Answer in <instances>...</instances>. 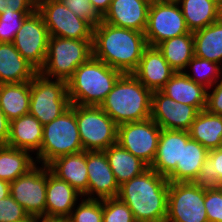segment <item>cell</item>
Segmentation results:
<instances>
[{
  "label": "cell",
  "mask_w": 222,
  "mask_h": 222,
  "mask_svg": "<svg viewBox=\"0 0 222 222\" xmlns=\"http://www.w3.org/2000/svg\"><path fill=\"white\" fill-rule=\"evenodd\" d=\"M148 46L145 34L101 20L93 27V56L122 73H132Z\"/></svg>",
  "instance_id": "obj_1"
},
{
  "label": "cell",
  "mask_w": 222,
  "mask_h": 222,
  "mask_svg": "<svg viewBox=\"0 0 222 222\" xmlns=\"http://www.w3.org/2000/svg\"><path fill=\"white\" fill-rule=\"evenodd\" d=\"M169 181L149 167L119 186L117 198L132 211L136 222H166Z\"/></svg>",
  "instance_id": "obj_2"
},
{
  "label": "cell",
  "mask_w": 222,
  "mask_h": 222,
  "mask_svg": "<svg viewBox=\"0 0 222 222\" xmlns=\"http://www.w3.org/2000/svg\"><path fill=\"white\" fill-rule=\"evenodd\" d=\"M152 91L132 73H123L101 103V109L117 124L150 118Z\"/></svg>",
  "instance_id": "obj_3"
},
{
  "label": "cell",
  "mask_w": 222,
  "mask_h": 222,
  "mask_svg": "<svg viewBox=\"0 0 222 222\" xmlns=\"http://www.w3.org/2000/svg\"><path fill=\"white\" fill-rule=\"evenodd\" d=\"M123 73L91 56L67 81L71 104L100 106Z\"/></svg>",
  "instance_id": "obj_4"
},
{
  "label": "cell",
  "mask_w": 222,
  "mask_h": 222,
  "mask_svg": "<svg viewBox=\"0 0 222 222\" xmlns=\"http://www.w3.org/2000/svg\"><path fill=\"white\" fill-rule=\"evenodd\" d=\"M82 151L84 150L76 121V104H71L59 117L43 125V140L35 160L37 164L47 166L60 156Z\"/></svg>",
  "instance_id": "obj_5"
},
{
  "label": "cell",
  "mask_w": 222,
  "mask_h": 222,
  "mask_svg": "<svg viewBox=\"0 0 222 222\" xmlns=\"http://www.w3.org/2000/svg\"><path fill=\"white\" fill-rule=\"evenodd\" d=\"M92 42L50 36L46 61L39 73L49 79L67 82L74 71L93 56Z\"/></svg>",
  "instance_id": "obj_6"
},
{
  "label": "cell",
  "mask_w": 222,
  "mask_h": 222,
  "mask_svg": "<svg viewBox=\"0 0 222 222\" xmlns=\"http://www.w3.org/2000/svg\"><path fill=\"white\" fill-rule=\"evenodd\" d=\"M70 105L66 81L52 80L39 72L32 78L29 113L42 125L52 122Z\"/></svg>",
  "instance_id": "obj_7"
},
{
  "label": "cell",
  "mask_w": 222,
  "mask_h": 222,
  "mask_svg": "<svg viewBox=\"0 0 222 222\" xmlns=\"http://www.w3.org/2000/svg\"><path fill=\"white\" fill-rule=\"evenodd\" d=\"M76 121L84 151H104L117 143L118 125L100 106L76 105Z\"/></svg>",
  "instance_id": "obj_8"
},
{
  "label": "cell",
  "mask_w": 222,
  "mask_h": 222,
  "mask_svg": "<svg viewBox=\"0 0 222 222\" xmlns=\"http://www.w3.org/2000/svg\"><path fill=\"white\" fill-rule=\"evenodd\" d=\"M204 199L193 182H169L166 222H208Z\"/></svg>",
  "instance_id": "obj_9"
},
{
  "label": "cell",
  "mask_w": 222,
  "mask_h": 222,
  "mask_svg": "<svg viewBox=\"0 0 222 222\" xmlns=\"http://www.w3.org/2000/svg\"><path fill=\"white\" fill-rule=\"evenodd\" d=\"M161 130L151 118L123 123L117 128V143L150 167L157 153Z\"/></svg>",
  "instance_id": "obj_10"
},
{
  "label": "cell",
  "mask_w": 222,
  "mask_h": 222,
  "mask_svg": "<svg viewBox=\"0 0 222 222\" xmlns=\"http://www.w3.org/2000/svg\"><path fill=\"white\" fill-rule=\"evenodd\" d=\"M36 10L43 17L49 36L93 40V26L75 15L61 0L45 2Z\"/></svg>",
  "instance_id": "obj_11"
},
{
  "label": "cell",
  "mask_w": 222,
  "mask_h": 222,
  "mask_svg": "<svg viewBox=\"0 0 222 222\" xmlns=\"http://www.w3.org/2000/svg\"><path fill=\"white\" fill-rule=\"evenodd\" d=\"M42 166V167H41ZM37 164L26 174L10 182V195L30 217L45 218L47 166Z\"/></svg>",
  "instance_id": "obj_12"
},
{
  "label": "cell",
  "mask_w": 222,
  "mask_h": 222,
  "mask_svg": "<svg viewBox=\"0 0 222 222\" xmlns=\"http://www.w3.org/2000/svg\"><path fill=\"white\" fill-rule=\"evenodd\" d=\"M49 37L43 17L35 10L23 21L13 44L22 57L40 71L46 61Z\"/></svg>",
  "instance_id": "obj_13"
},
{
  "label": "cell",
  "mask_w": 222,
  "mask_h": 222,
  "mask_svg": "<svg viewBox=\"0 0 222 222\" xmlns=\"http://www.w3.org/2000/svg\"><path fill=\"white\" fill-rule=\"evenodd\" d=\"M189 32L178 4L158 2L150 4L147 27L144 33L149 46H157L166 39Z\"/></svg>",
  "instance_id": "obj_14"
},
{
  "label": "cell",
  "mask_w": 222,
  "mask_h": 222,
  "mask_svg": "<svg viewBox=\"0 0 222 222\" xmlns=\"http://www.w3.org/2000/svg\"><path fill=\"white\" fill-rule=\"evenodd\" d=\"M199 112L196 107L175 102L161 91L152 93L150 118L161 129L189 131Z\"/></svg>",
  "instance_id": "obj_15"
},
{
  "label": "cell",
  "mask_w": 222,
  "mask_h": 222,
  "mask_svg": "<svg viewBox=\"0 0 222 222\" xmlns=\"http://www.w3.org/2000/svg\"><path fill=\"white\" fill-rule=\"evenodd\" d=\"M88 199L117 198L119 184L104 151H87ZM96 194V195H95Z\"/></svg>",
  "instance_id": "obj_16"
},
{
  "label": "cell",
  "mask_w": 222,
  "mask_h": 222,
  "mask_svg": "<svg viewBox=\"0 0 222 222\" xmlns=\"http://www.w3.org/2000/svg\"><path fill=\"white\" fill-rule=\"evenodd\" d=\"M150 4L147 0H112L101 20L110 25L145 33Z\"/></svg>",
  "instance_id": "obj_17"
},
{
  "label": "cell",
  "mask_w": 222,
  "mask_h": 222,
  "mask_svg": "<svg viewBox=\"0 0 222 222\" xmlns=\"http://www.w3.org/2000/svg\"><path fill=\"white\" fill-rule=\"evenodd\" d=\"M175 71L156 46H147L132 74L152 92L160 91Z\"/></svg>",
  "instance_id": "obj_18"
},
{
  "label": "cell",
  "mask_w": 222,
  "mask_h": 222,
  "mask_svg": "<svg viewBox=\"0 0 222 222\" xmlns=\"http://www.w3.org/2000/svg\"><path fill=\"white\" fill-rule=\"evenodd\" d=\"M79 197L83 198L74 187L53 175L47 166L45 218L67 219L79 204L76 202Z\"/></svg>",
  "instance_id": "obj_19"
},
{
  "label": "cell",
  "mask_w": 222,
  "mask_h": 222,
  "mask_svg": "<svg viewBox=\"0 0 222 222\" xmlns=\"http://www.w3.org/2000/svg\"><path fill=\"white\" fill-rule=\"evenodd\" d=\"M47 166L53 175L66 181L88 199L86 151L60 156Z\"/></svg>",
  "instance_id": "obj_20"
},
{
  "label": "cell",
  "mask_w": 222,
  "mask_h": 222,
  "mask_svg": "<svg viewBox=\"0 0 222 222\" xmlns=\"http://www.w3.org/2000/svg\"><path fill=\"white\" fill-rule=\"evenodd\" d=\"M209 150L190 138L189 131L182 130L181 165L167 176L169 182H193L208 158Z\"/></svg>",
  "instance_id": "obj_21"
},
{
  "label": "cell",
  "mask_w": 222,
  "mask_h": 222,
  "mask_svg": "<svg viewBox=\"0 0 222 222\" xmlns=\"http://www.w3.org/2000/svg\"><path fill=\"white\" fill-rule=\"evenodd\" d=\"M43 140V125L30 113L10 121L7 146L37 153Z\"/></svg>",
  "instance_id": "obj_22"
},
{
  "label": "cell",
  "mask_w": 222,
  "mask_h": 222,
  "mask_svg": "<svg viewBox=\"0 0 222 222\" xmlns=\"http://www.w3.org/2000/svg\"><path fill=\"white\" fill-rule=\"evenodd\" d=\"M160 91L175 102L194 106L199 111L206 108L207 88L192 81L184 72H175Z\"/></svg>",
  "instance_id": "obj_23"
},
{
  "label": "cell",
  "mask_w": 222,
  "mask_h": 222,
  "mask_svg": "<svg viewBox=\"0 0 222 222\" xmlns=\"http://www.w3.org/2000/svg\"><path fill=\"white\" fill-rule=\"evenodd\" d=\"M38 72L22 57L13 43H0V84L31 81Z\"/></svg>",
  "instance_id": "obj_24"
},
{
  "label": "cell",
  "mask_w": 222,
  "mask_h": 222,
  "mask_svg": "<svg viewBox=\"0 0 222 222\" xmlns=\"http://www.w3.org/2000/svg\"><path fill=\"white\" fill-rule=\"evenodd\" d=\"M182 130L162 129L155 159L150 166L159 175L167 177L176 165H181Z\"/></svg>",
  "instance_id": "obj_25"
},
{
  "label": "cell",
  "mask_w": 222,
  "mask_h": 222,
  "mask_svg": "<svg viewBox=\"0 0 222 222\" xmlns=\"http://www.w3.org/2000/svg\"><path fill=\"white\" fill-rule=\"evenodd\" d=\"M179 6L191 32L205 28L222 17V5L215 0H182Z\"/></svg>",
  "instance_id": "obj_26"
},
{
  "label": "cell",
  "mask_w": 222,
  "mask_h": 222,
  "mask_svg": "<svg viewBox=\"0 0 222 222\" xmlns=\"http://www.w3.org/2000/svg\"><path fill=\"white\" fill-rule=\"evenodd\" d=\"M104 152L119 186L149 168L146 163L118 143L109 146Z\"/></svg>",
  "instance_id": "obj_27"
},
{
  "label": "cell",
  "mask_w": 222,
  "mask_h": 222,
  "mask_svg": "<svg viewBox=\"0 0 222 222\" xmlns=\"http://www.w3.org/2000/svg\"><path fill=\"white\" fill-rule=\"evenodd\" d=\"M31 81L0 84V107L9 121L29 113Z\"/></svg>",
  "instance_id": "obj_28"
},
{
  "label": "cell",
  "mask_w": 222,
  "mask_h": 222,
  "mask_svg": "<svg viewBox=\"0 0 222 222\" xmlns=\"http://www.w3.org/2000/svg\"><path fill=\"white\" fill-rule=\"evenodd\" d=\"M190 138L208 150L222 147V116L202 110L189 130Z\"/></svg>",
  "instance_id": "obj_29"
},
{
  "label": "cell",
  "mask_w": 222,
  "mask_h": 222,
  "mask_svg": "<svg viewBox=\"0 0 222 222\" xmlns=\"http://www.w3.org/2000/svg\"><path fill=\"white\" fill-rule=\"evenodd\" d=\"M193 33L194 56L222 66V17Z\"/></svg>",
  "instance_id": "obj_30"
},
{
  "label": "cell",
  "mask_w": 222,
  "mask_h": 222,
  "mask_svg": "<svg viewBox=\"0 0 222 222\" xmlns=\"http://www.w3.org/2000/svg\"><path fill=\"white\" fill-rule=\"evenodd\" d=\"M175 72H184L194 57L193 33L169 38L156 46Z\"/></svg>",
  "instance_id": "obj_31"
},
{
  "label": "cell",
  "mask_w": 222,
  "mask_h": 222,
  "mask_svg": "<svg viewBox=\"0 0 222 222\" xmlns=\"http://www.w3.org/2000/svg\"><path fill=\"white\" fill-rule=\"evenodd\" d=\"M36 164L30 151L4 145L0 149V180L13 182Z\"/></svg>",
  "instance_id": "obj_32"
},
{
  "label": "cell",
  "mask_w": 222,
  "mask_h": 222,
  "mask_svg": "<svg viewBox=\"0 0 222 222\" xmlns=\"http://www.w3.org/2000/svg\"><path fill=\"white\" fill-rule=\"evenodd\" d=\"M193 183L205 190L222 186V147L209 150L208 158Z\"/></svg>",
  "instance_id": "obj_33"
},
{
  "label": "cell",
  "mask_w": 222,
  "mask_h": 222,
  "mask_svg": "<svg viewBox=\"0 0 222 222\" xmlns=\"http://www.w3.org/2000/svg\"><path fill=\"white\" fill-rule=\"evenodd\" d=\"M193 71L192 74H189L190 71H184V73L195 83L203 85L205 88H211L218 80L222 77V67L220 64L203 59L197 56H194L186 67L188 70ZM189 72V73H188Z\"/></svg>",
  "instance_id": "obj_34"
},
{
  "label": "cell",
  "mask_w": 222,
  "mask_h": 222,
  "mask_svg": "<svg viewBox=\"0 0 222 222\" xmlns=\"http://www.w3.org/2000/svg\"><path fill=\"white\" fill-rule=\"evenodd\" d=\"M103 200L83 198L71 211L68 222H102Z\"/></svg>",
  "instance_id": "obj_35"
},
{
  "label": "cell",
  "mask_w": 222,
  "mask_h": 222,
  "mask_svg": "<svg viewBox=\"0 0 222 222\" xmlns=\"http://www.w3.org/2000/svg\"><path fill=\"white\" fill-rule=\"evenodd\" d=\"M34 11H8L0 14V43H13L25 18Z\"/></svg>",
  "instance_id": "obj_36"
},
{
  "label": "cell",
  "mask_w": 222,
  "mask_h": 222,
  "mask_svg": "<svg viewBox=\"0 0 222 222\" xmlns=\"http://www.w3.org/2000/svg\"><path fill=\"white\" fill-rule=\"evenodd\" d=\"M102 222H136L129 207L118 198L103 200Z\"/></svg>",
  "instance_id": "obj_37"
},
{
  "label": "cell",
  "mask_w": 222,
  "mask_h": 222,
  "mask_svg": "<svg viewBox=\"0 0 222 222\" xmlns=\"http://www.w3.org/2000/svg\"><path fill=\"white\" fill-rule=\"evenodd\" d=\"M29 218V214L11 195L0 199V222H24Z\"/></svg>",
  "instance_id": "obj_38"
},
{
  "label": "cell",
  "mask_w": 222,
  "mask_h": 222,
  "mask_svg": "<svg viewBox=\"0 0 222 222\" xmlns=\"http://www.w3.org/2000/svg\"><path fill=\"white\" fill-rule=\"evenodd\" d=\"M204 206L208 222H222V186L205 190Z\"/></svg>",
  "instance_id": "obj_39"
},
{
  "label": "cell",
  "mask_w": 222,
  "mask_h": 222,
  "mask_svg": "<svg viewBox=\"0 0 222 222\" xmlns=\"http://www.w3.org/2000/svg\"><path fill=\"white\" fill-rule=\"evenodd\" d=\"M75 15L88 21L93 27L101 22V17L93 9L89 0H61Z\"/></svg>",
  "instance_id": "obj_40"
},
{
  "label": "cell",
  "mask_w": 222,
  "mask_h": 222,
  "mask_svg": "<svg viewBox=\"0 0 222 222\" xmlns=\"http://www.w3.org/2000/svg\"><path fill=\"white\" fill-rule=\"evenodd\" d=\"M220 79L214 84L215 86L213 85L211 88L207 89L205 110L222 116V77ZM210 89H212V91Z\"/></svg>",
  "instance_id": "obj_41"
},
{
  "label": "cell",
  "mask_w": 222,
  "mask_h": 222,
  "mask_svg": "<svg viewBox=\"0 0 222 222\" xmlns=\"http://www.w3.org/2000/svg\"><path fill=\"white\" fill-rule=\"evenodd\" d=\"M30 0H0V14L8 11H35Z\"/></svg>",
  "instance_id": "obj_42"
},
{
  "label": "cell",
  "mask_w": 222,
  "mask_h": 222,
  "mask_svg": "<svg viewBox=\"0 0 222 222\" xmlns=\"http://www.w3.org/2000/svg\"><path fill=\"white\" fill-rule=\"evenodd\" d=\"M10 121L0 107V143L6 145L9 138Z\"/></svg>",
  "instance_id": "obj_43"
},
{
  "label": "cell",
  "mask_w": 222,
  "mask_h": 222,
  "mask_svg": "<svg viewBox=\"0 0 222 222\" xmlns=\"http://www.w3.org/2000/svg\"><path fill=\"white\" fill-rule=\"evenodd\" d=\"M112 0H89L93 9L102 18L104 14L109 10Z\"/></svg>",
  "instance_id": "obj_44"
},
{
  "label": "cell",
  "mask_w": 222,
  "mask_h": 222,
  "mask_svg": "<svg viewBox=\"0 0 222 222\" xmlns=\"http://www.w3.org/2000/svg\"><path fill=\"white\" fill-rule=\"evenodd\" d=\"M10 195V183L5 180H0V199Z\"/></svg>",
  "instance_id": "obj_45"
},
{
  "label": "cell",
  "mask_w": 222,
  "mask_h": 222,
  "mask_svg": "<svg viewBox=\"0 0 222 222\" xmlns=\"http://www.w3.org/2000/svg\"><path fill=\"white\" fill-rule=\"evenodd\" d=\"M36 222H68L67 219L36 218Z\"/></svg>",
  "instance_id": "obj_46"
},
{
  "label": "cell",
  "mask_w": 222,
  "mask_h": 222,
  "mask_svg": "<svg viewBox=\"0 0 222 222\" xmlns=\"http://www.w3.org/2000/svg\"><path fill=\"white\" fill-rule=\"evenodd\" d=\"M48 1H53V0H30V2L34 5V7L37 9L41 4L48 2Z\"/></svg>",
  "instance_id": "obj_47"
},
{
  "label": "cell",
  "mask_w": 222,
  "mask_h": 222,
  "mask_svg": "<svg viewBox=\"0 0 222 222\" xmlns=\"http://www.w3.org/2000/svg\"><path fill=\"white\" fill-rule=\"evenodd\" d=\"M182 0H158V3L180 4Z\"/></svg>",
  "instance_id": "obj_48"
},
{
  "label": "cell",
  "mask_w": 222,
  "mask_h": 222,
  "mask_svg": "<svg viewBox=\"0 0 222 222\" xmlns=\"http://www.w3.org/2000/svg\"><path fill=\"white\" fill-rule=\"evenodd\" d=\"M24 222H36V217H30L28 220Z\"/></svg>",
  "instance_id": "obj_49"
},
{
  "label": "cell",
  "mask_w": 222,
  "mask_h": 222,
  "mask_svg": "<svg viewBox=\"0 0 222 222\" xmlns=\"http://www.w3.org/2000/svg\"><path fill=\"white\" fill-rule=\"evenodd\" d=\"M147 1L150 2V3L158 2V0H147Z\"/></svg>",
  "instance_id": "obj_50"
},
{
  "label": "cell",
  "mask_w": 222,
  "mask_h": 222,
  "mask_svg": "<svg viewBox=\"0 0 222 222\" xmlns=\"http://www.w3.org/2000/svg\"><path fill=\"white\" fill-rule=\"evenodd\" d=\"M215 1L219 2L222 5V0H215Z\"/></svg>",
  "instance_id": "obj_51"
},
{
  "label": "cell",
  "mask_w": 222,
  "mask_h": 222,
  "mask_svg": "<svg viewBox=\"0 0 222 222\" xmlns=\"http://www.w3.org/2000/svg\"><path fill=\"white\" fill-rule=\"evenodd\" d=\"M4 146V144L0 143V149Z\"/></svg>",
  "instance_id": "obj_52"
}]
</instances>
